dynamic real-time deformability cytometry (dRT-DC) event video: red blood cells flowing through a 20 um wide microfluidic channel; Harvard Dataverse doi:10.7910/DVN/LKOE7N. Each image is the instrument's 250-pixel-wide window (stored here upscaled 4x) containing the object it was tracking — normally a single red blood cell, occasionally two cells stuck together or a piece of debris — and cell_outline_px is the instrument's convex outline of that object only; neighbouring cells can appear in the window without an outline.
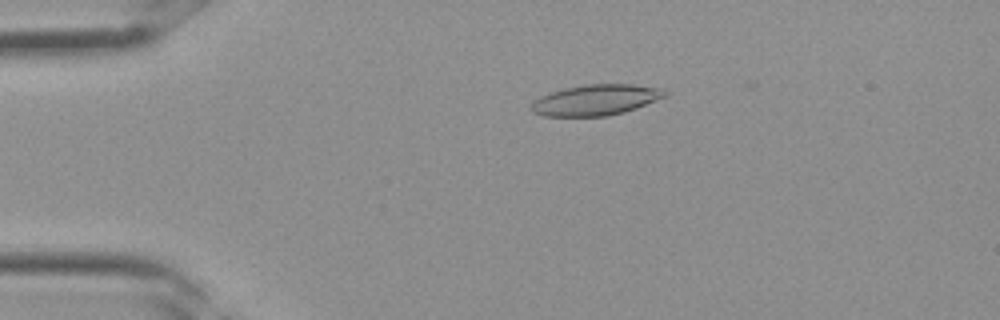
{"species": "Egyptian fruit bat (a non-hibernating species)", "species_latin": "Rousettus aegyptiacus", "temperature_condition": "room temperature", "stored_images_in_passage": 15, "camera_frame_rate_fps": 3000, "um_per_image_px": 0.085, "frame": {"image": 1, "passage_image": 7, "time_ms": 2.0, "image_size_px": [1000, 320], "cell_outline_px": [[668, 96], [636, 108], [624, 112], [608, 116], [544, 116], [532, 112], [532, 104], [540, 96], [564, 88], [584, 84], [632, 84], [656, 88], [668, 92]], "centroid_in_image_um": [50.65, 8.5], "position_along_channel_um": 34.3, "area_um2": 23.81}}
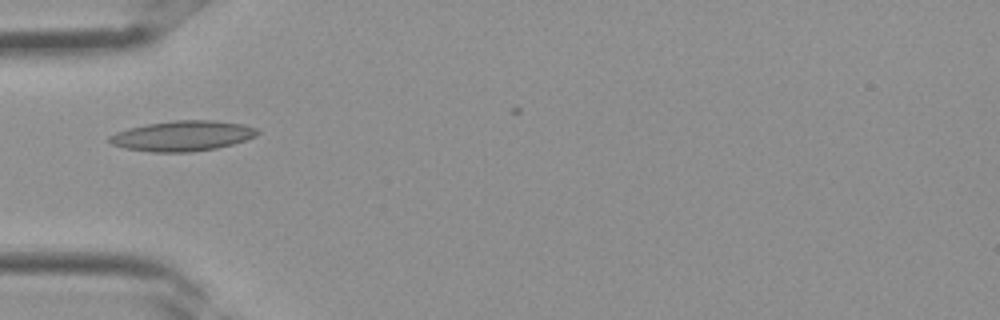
{"frame": {"image": 2, "passage_image": 11, "time_ms": 3.333, "image_size_px": [1000, 320], "cell_outline_px": [[260, 132], [256, 136], [232, 144], [216, 148], [192, 152], [148, 152], [124, 148], [112, 144], [108, 140], [108, 136], [116, 132], [128, 128], [148, 124], [176, 120], [212, 120], [244, 124], [256, 128]], "centroid_in_image_um": [15.5, 11.55], "position_along_channel_um": 69.5, "area_um2": 26.13}}
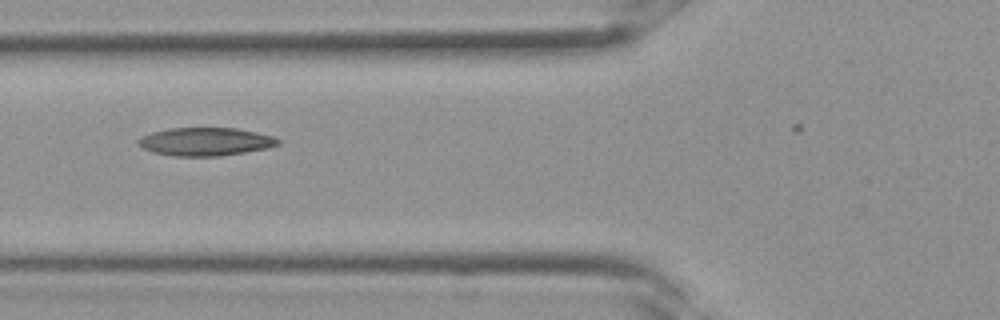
{"frame": {"image": 3, "passage_image": 13, "time_ms": 4.0, "image_size_px": [1000, 320], "cell_outline_px": [[280, 144], [268, 148], [220, 156], [172, 156], [152, 152], [136, 144], [136, 140], [140, 136], [152, 132], [168, 128], [236, 128], [276, 136], [280, 140]], "centroid_in_image_um": [17.45, 12.04], "position_along_channel_um": 108.4, "area_um2": 23.18}}